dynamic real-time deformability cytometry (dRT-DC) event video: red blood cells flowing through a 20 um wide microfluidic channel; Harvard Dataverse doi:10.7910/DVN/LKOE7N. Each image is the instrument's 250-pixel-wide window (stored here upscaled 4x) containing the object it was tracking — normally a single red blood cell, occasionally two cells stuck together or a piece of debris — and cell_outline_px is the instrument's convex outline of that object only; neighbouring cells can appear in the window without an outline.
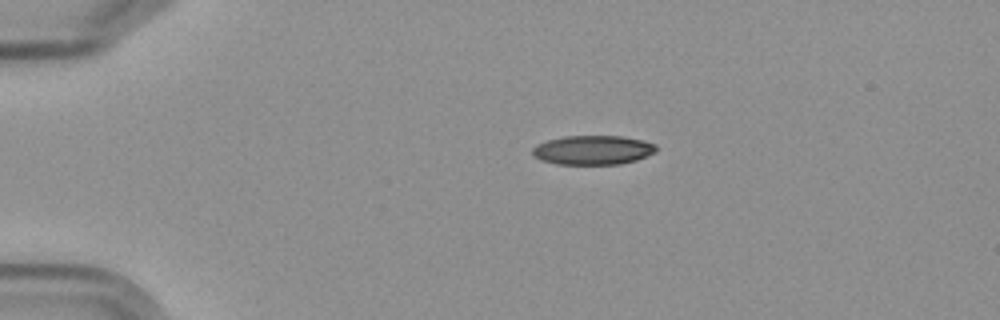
{"species": "Egyptian fruit bat (a non-hibernating species)", "species_latin": "Rousettus aegyptiacus", "temperature_condition": "cold", "stored_images_in_passage": 7, "camera_frame_rate_fps": 3000, "um_per_image_px": 0.085, "frame": {"image": 1, "passage_image": 1, "time_ms": 0.0, "image_size_px": [1000, 320], "cell_outline_px": [[656, 152], [636, 160], [620, 164], [556, 164], [540, 160], [532, 156], [532, 148], [536, 144], [548, 140], [564, 136], [620, 136], [644, 140], [656, 144]], "centroid_in_image_um": [50.37, 12.75], "position_along_channel_um": 34.6, "area_um2": 21.21}}
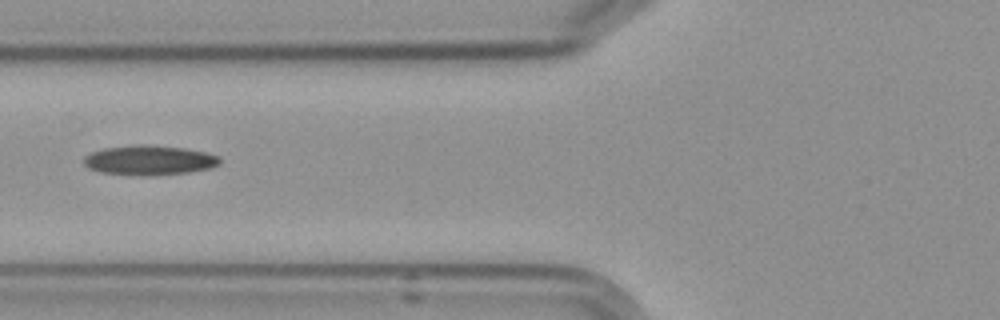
{"frame": {"image": 2, "passage_image": 4, "time_ms": 3.667, "image_size_px": [1000, 320], "cell_outline_px": [[220, 164], [208, 168], [188, 172], [152, 176], [140, 176], [100, 172], [88, 168], [84, 164], [84, 156], [92, 152], [104, 148], [136, 144], [144, 144], [184, 148], [204, 152], [220, 156]], "centroid_in_image_um": [12.67, 13.62], "position_along_channel_um": 113.1, "area_um2": 23.64}}
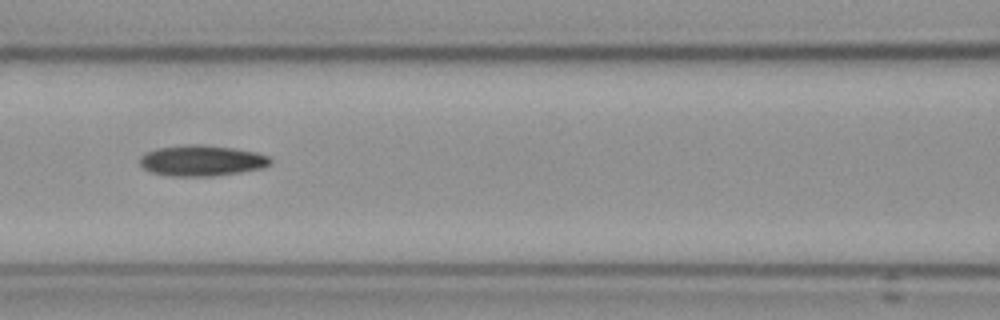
{"frame": {"image": 3, "passage_image": 5, "time_ms": 4.667, "image_size_px": [1000, 320], "cell_outline_px": [[272, 164], [264, 168], [240, 172], [212, 176], [176, 176], [152, 172], [144, 168], [140, 164], [140, 156], [144, 152], [156, 148], [188, 144], [200, 144], [232, 148], [256, 152], [268, 156], [272, 160]], "centroid_in_image_um": [17.16, 13.64], "position_along_channel_um": 149.4, "area_um2": 23.47}}